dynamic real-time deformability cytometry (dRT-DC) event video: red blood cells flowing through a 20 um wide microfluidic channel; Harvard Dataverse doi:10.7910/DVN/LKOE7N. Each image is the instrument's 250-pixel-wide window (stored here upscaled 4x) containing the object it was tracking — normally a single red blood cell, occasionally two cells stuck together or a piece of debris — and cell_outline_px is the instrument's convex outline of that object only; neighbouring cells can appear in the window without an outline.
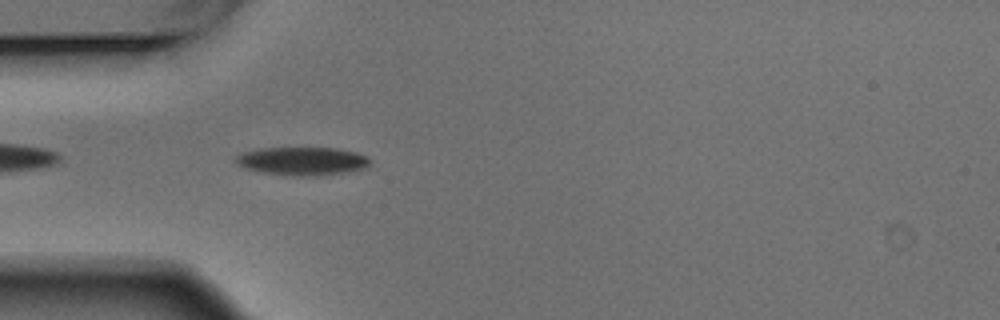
{"species": "Egyptian fruit bat (a non-hibernating species)", "species_latin": "Rousettus aegyptiacus", "temperature_condition": "warm", "stored_images_in_passage": 5, "camera_frame_rate_fps": 3000, "um_per_image_px": 0.085, "animal": {"sex": "male"}, "frame": {"image": 1, "passage_image": 5, "time_ms": 1.333, "image_size_px": [1000, 320], "cell_outline_px": [[372, 164], [364, 168], [344, 172], [312, 176], [264, 172], [244, 168], [236, 164], [236, 156], [244, 152], [264, 148], [336, 148], [356, 152], [372, 160]], "centroid_in_image_um": [25.73, 13.68], "position_along_channel_um": 59.3, "area_um2": 21.62}}